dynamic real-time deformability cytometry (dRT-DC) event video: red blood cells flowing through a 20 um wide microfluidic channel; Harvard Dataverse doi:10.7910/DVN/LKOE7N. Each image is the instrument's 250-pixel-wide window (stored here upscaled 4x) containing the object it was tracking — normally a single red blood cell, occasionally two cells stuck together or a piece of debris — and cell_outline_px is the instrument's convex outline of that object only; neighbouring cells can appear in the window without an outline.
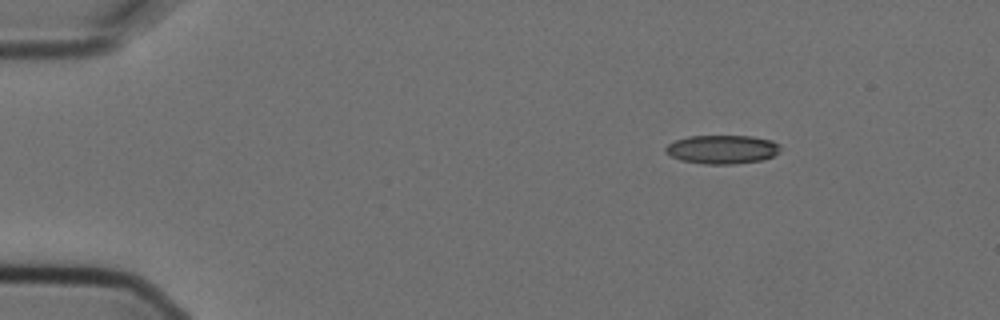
{"species": "Egyptian fruit bat (a non-hibernating species)", "species_latin": "Rousettus aegyptiacus", "temperature_condition": "cold", "stored_images_in_passage": 2, "camera_frame_rate_fps": 3000, "um_per_image_px": 0.085, "animal": {"sex": "female"}, "frame": {"image": 1, "passage_image": 1, "time_ms": 0.0, "image_size_px": [1000, 320], "cell_outline_px": [[780, 152], [764, 160], [732, 164], [704, 164], [680, 160], [664, 152], [664, 148], [668, 144], [676, 140], [688, 136], [752, 136], [772, 140], [780, 144]], "centroid_in_image_um": [61.4, 12.7], "position_along_channel_um": 23.6, "area_um2": 19.36}}